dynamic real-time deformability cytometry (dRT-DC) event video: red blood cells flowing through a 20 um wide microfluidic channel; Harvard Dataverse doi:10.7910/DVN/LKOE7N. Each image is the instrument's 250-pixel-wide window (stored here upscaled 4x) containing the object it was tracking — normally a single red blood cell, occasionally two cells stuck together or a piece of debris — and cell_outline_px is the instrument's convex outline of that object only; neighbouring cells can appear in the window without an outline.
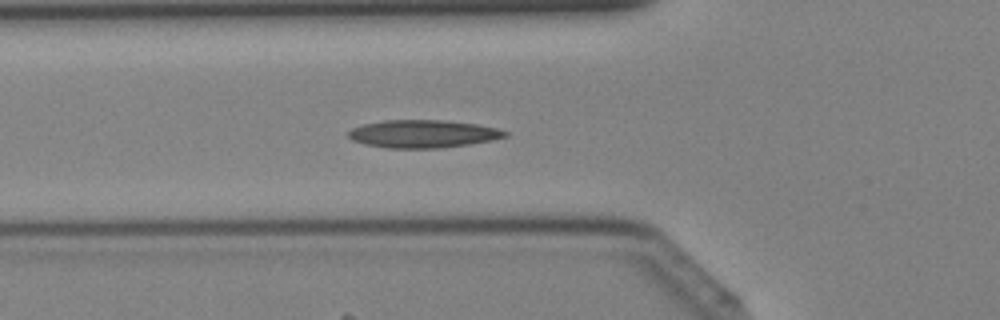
{"species": "Egyptian fruit bat (a non-hibernating species)", "species_latin": "Rousettus aegyptiacus", "temperature_condition": "cold", "stored_images_in_passage": 42, "camera_frame_rate_fps": 3000, "um_per_image_px": 0.085, "animal": {"sex": "female"}, "frame": {"image": 1, "passage_image": 15, "time_ms": 4.667, "image_size_px": [1000, 320], "cell_outline_px": [[508, 136], [492, 140], [468, 144], [440, 148], [388, 148], [364, 144], [352, 140], [348, 136], [348, 132], [352, 128], [364, 124], [384, 120], [448, 120], [476, 124], [500, 128], [508, 132]], "centroid_in_image_um": [35.98, 11.37], "position_along_channel_um": 89.8, "area_um2": 25.49}}
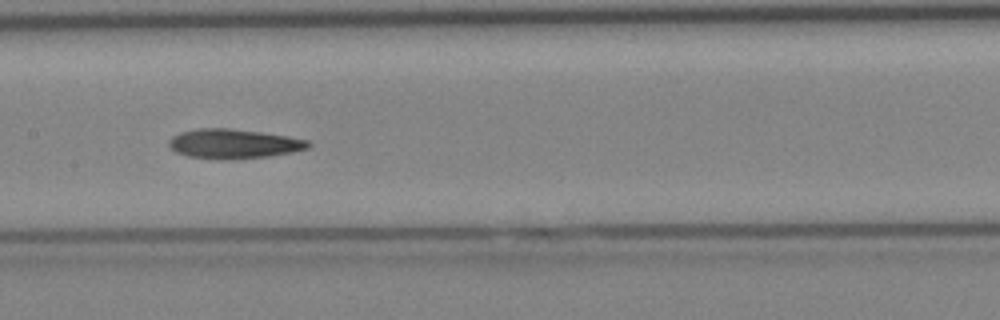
{"frame": {"image": 2, "passage_image": 21, "time_ms": 6.667, "image_size_px": [1000, 320], "cell_outline_px": [[312, 144], [308, 148], [292, 152], [268, 156], [188, 156], [176, 152], [168, 144], [168, 140], [172, 136], [180, 132], [196, 128], [232, 128], [288, 136], [308, 140]], "centroid_in_image_um": [19.88, 12.15], "position_along_channel_um": 187.5, "area_um2": 22.83}}
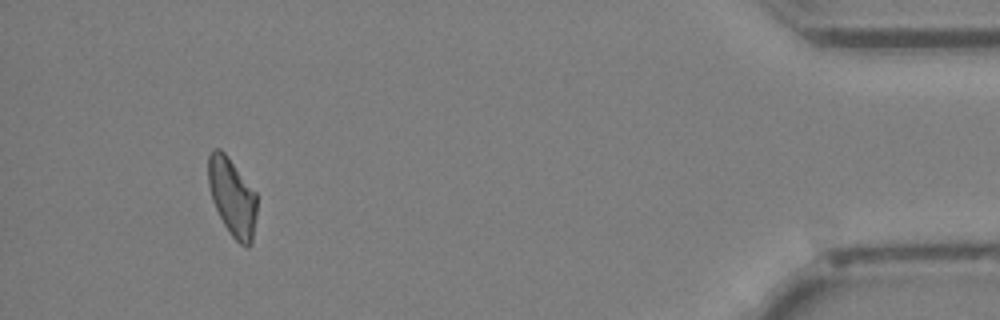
{"frame": {"image": 3, "passage_image": 39, "time_ms": 12.667, "image_size_px": [1000, 320], "cell_outline_px": [[256, 216], [252, 244], [248, 248], [240, 244], [228, 232], [212, 200], [208, 184], [208, 152], [212, 148], [220, 148], [224, 152], [256, 192]], "centroid_in_image_um": [19.73, 16.74], "position_along_channel_um": 415.5, "area_um2": 22.14}}